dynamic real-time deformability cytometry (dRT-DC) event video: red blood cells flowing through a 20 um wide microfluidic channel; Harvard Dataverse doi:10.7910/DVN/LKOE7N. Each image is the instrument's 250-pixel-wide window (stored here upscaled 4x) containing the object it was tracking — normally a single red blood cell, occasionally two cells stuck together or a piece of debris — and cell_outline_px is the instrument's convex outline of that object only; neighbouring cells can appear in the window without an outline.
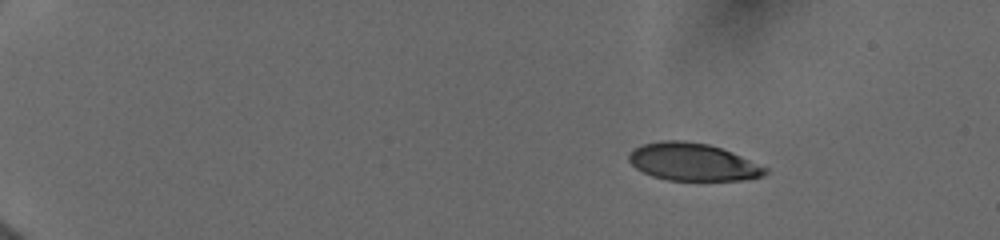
{"species": "human", "species_latin": "Homo sapiens", "temperature_condition": "cold", "stored_images_in_passage": 11, "camera_frame_rate_fps": 3000, "um_per_image_px": 0.085, "donor": {"sex": "female"}, "frame": {"image": 1, "passage_image": 4, "time_ms": 2.0, "image_size_px": [1000, 240], "cell_outline_px": [[768, 172], [764, 176], [744, 180], [668, 180], [652, 176], [636, 168], [628, 160], [628, 156], [636, 148], [644, 144], [664, 140], [684, 140], [708, 144], [732, 152], [768, 168]], "centroid_in_image_um": [58.92, 13.77], "position_along_channel_um": 26.1, "area_um2": 29.65}}
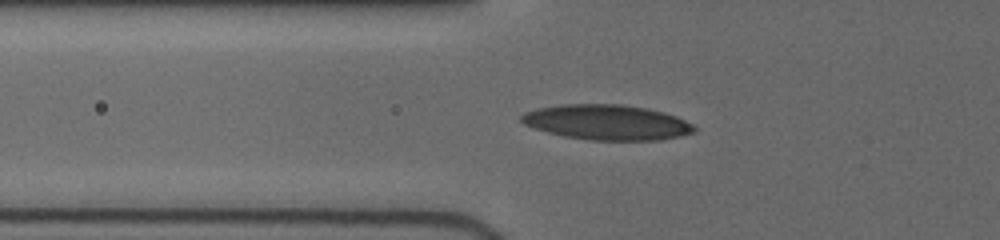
{"frame": {"image": 2, "passage_image": 10, "time_ms": 6.333, "image_size_px": [1000, 240], "cell_outline_px": [[696, 128], [692, 132], [680, 136], [660, 140], [588, 140], [564, 136], [532, 128], [524, 124], [520, 120], [520, 116], [524, 112], [536, 108], [560, 104], [620, 104], [644, 108], [664, 112], [676, 116], [692, 124]], "centroid_in_image_um": [51.54, 10.39], "position_along_channel_um": 74.3, "area_um2": 35.43}}